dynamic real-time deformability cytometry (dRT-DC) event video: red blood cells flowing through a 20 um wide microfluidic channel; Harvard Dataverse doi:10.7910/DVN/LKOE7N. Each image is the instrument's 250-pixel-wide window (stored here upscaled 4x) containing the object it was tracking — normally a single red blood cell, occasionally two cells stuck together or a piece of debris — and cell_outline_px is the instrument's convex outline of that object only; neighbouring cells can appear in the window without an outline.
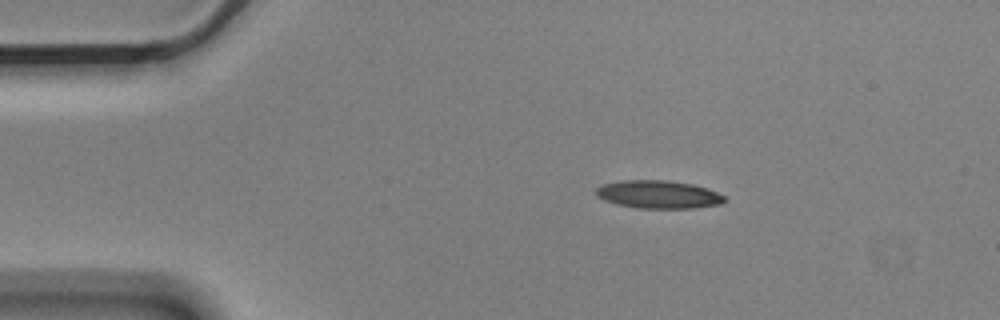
{"species": "Egyptian fruit bat (a non-hibernating species)", "species_latin": "Rousettus aegyptiacus", "temperature_condition": "cold", "stored_images_in_passage": 7, "camera_frame_rate_fps": 3000, "um_per_image_px": 0.085, "animal": {"sex": "male"}, "frame": {"image": 1, "passage_image": 1, "time_ms": 0.0, "image_size_px": [1000, 320], "cell_outline_px": [[728, 200], [720, 204], [696, 208], [636, 208], [616, 204], [604, 200], [596, 196], [596, 188], [604, 184], [620, 180], [668, 180], [692, 184], [708, 188], [724, 196]], "centroid_in_image_um": [55.97, 16.53], "position_along_channel_um": 29.0, "area_um2": 21.1}}
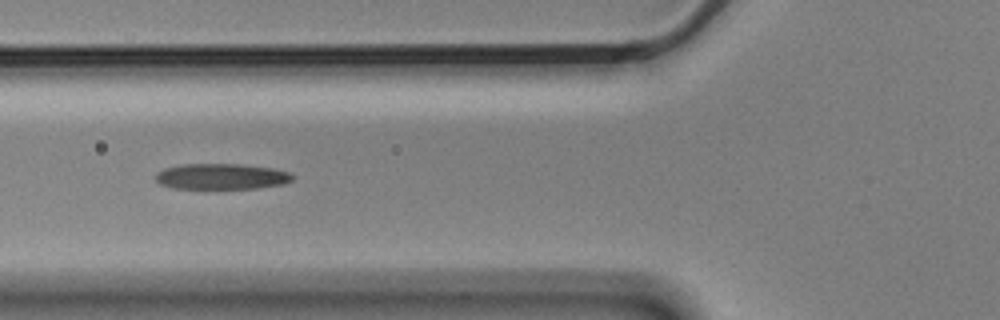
{"frame": {"image": 2, "passage_image": 4, "time_ms": 1.0, "image_size_px": [1000, 320], "cell_outline_px": [[296, 176], [292, 180], [284, 184], [256, 188], [172, 188], [160, 184], [156, 180], [156, 172], [164, 168], [180, 164], [240, 164], [276, 168], [292, 172]], "centroid_in_image_um": [18.87, 14.99], "position_along_channel_um": 106.9, "area_um2": 20.81}}
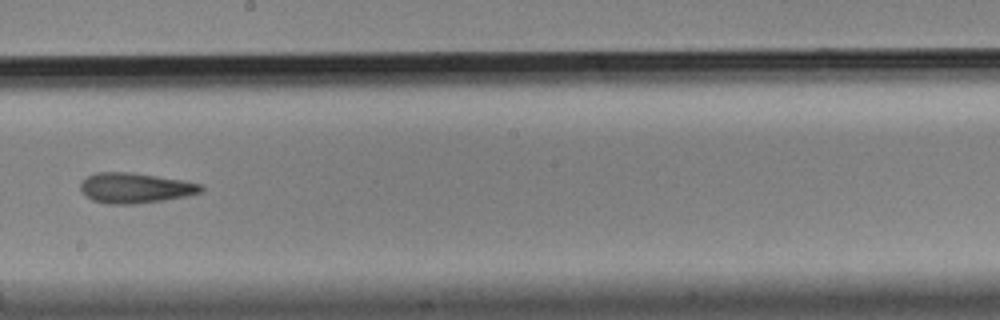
{"frame": {"image": 3, "passage_image": 7, "time_ms": 2.0, "image_size_px": [1000, 320], "cell_outline_px": [[204, 188], [200, 192], [184, 196], [164, 200], [132, 204], [108, 204], [92, 200], [84, 196], [80, 192], [80, 180], [96, 172], [124, 172], [156, 176], [184, 180], [200, 184]], "centroid_in_image_um": [11.41, 15.98], "position_along_channel_um": 236.8, "area_um2": 21.21}}